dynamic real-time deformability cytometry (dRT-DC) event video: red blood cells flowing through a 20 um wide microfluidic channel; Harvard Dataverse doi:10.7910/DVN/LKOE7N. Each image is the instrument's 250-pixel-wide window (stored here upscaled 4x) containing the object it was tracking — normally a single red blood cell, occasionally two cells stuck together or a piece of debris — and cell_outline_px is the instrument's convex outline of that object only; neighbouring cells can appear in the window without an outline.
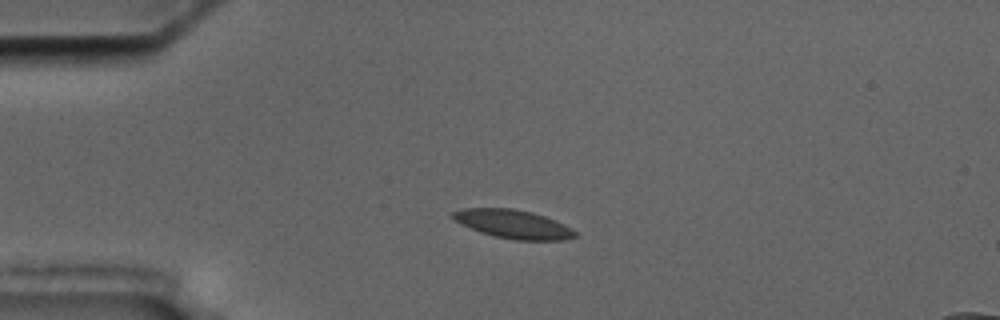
{"species": "common noctule bat (a hibernating species)", "species_latin": "Nyctalus noctula", "temperature_condition": "cold", "stored_images_in_passage": 49, "camera_frame_rate_fps": 3000, "um_per_image_px": 0.085, "animal": {"sex": "male", "body_mass_g": 17.5, "forearm_length_mm": 52.3}, "frame": {"image": 1, "passage_image": 11, "time_ms": 3.333, "image_size_px": [1000, 320], "cell_outline_px": [[580, 236], [564, 240], [512, 240], [480, 232], [460, 224], [452, 216], [452, 212], [464, 208], [512, 208], [532, 212], [556, 220], [572, 228]], "centroid_in_image_um": [43.67, 19.05], "position_along_channel_um": 41.3, "area_um2": 20.46}}
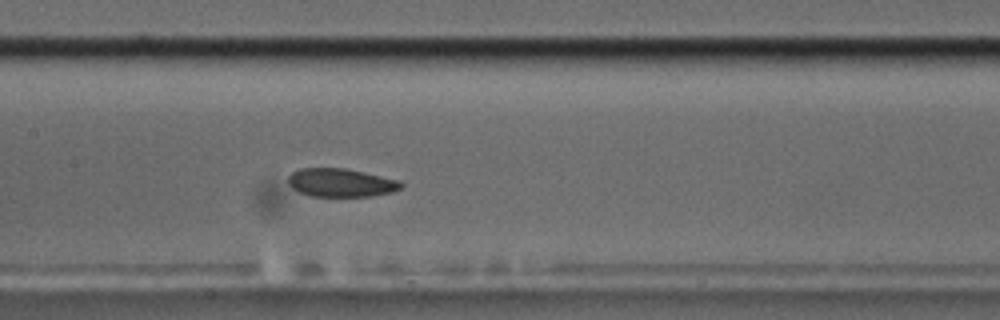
{"frame": {"image": 2, "passage_image": 25, "time_ms": 8.0, "image_size_px": [1000, 320], "cell_outline_px": [[404, 184], [400, 188], [392, 192], [372, 196], [308, 196], [292, 188], [288, 184], [288, 176], [292, 172], [300, 168], [348, 168], [400, 180]], "centroid_in_image_um": [28.98, 15.52], "position_along_channel_um": 178.4, "area_um2": 18.84}}
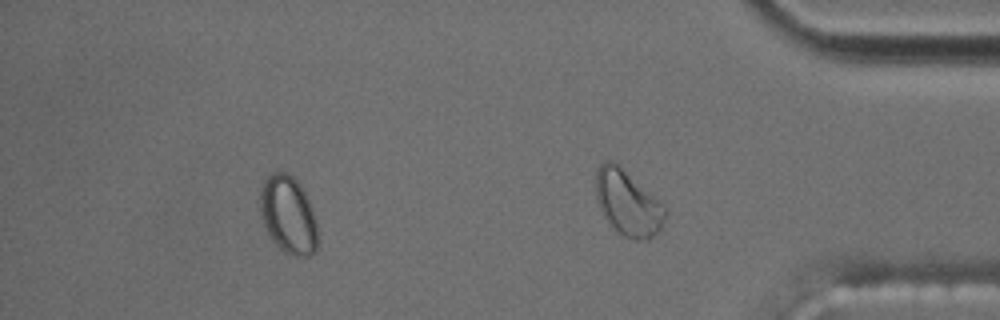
{"frame": {"image": 3, "passage_image": 43, "time_ms": 14.0, "image_size_px": [1000, 320], "cell_outline_px": [[320, 244], [316, 252], [308, 256], [296, 256], [284, 252], [272, 240], [260, 216], [260, 192], [264, 180], [272, 172], [284, 172], [292, 176], [300, 184], [308, 200], [316, 220], [320, 240]], "centroid_in_image_um": [24.53, 18.3], "position_along_channel_um": 410.7, "area_um2": 26.36}, "authors_computed_cell_mechanics": {"area_um2": 20.0566, "velocity_mm_per_s": 3.5317, "shape_relaxation_time_tau1_ms": null, "shape_relaxation_time_tau2_ms": 3.695, "deformation_change_tau1": null, "deformation_change_tau2": 0.0668}}